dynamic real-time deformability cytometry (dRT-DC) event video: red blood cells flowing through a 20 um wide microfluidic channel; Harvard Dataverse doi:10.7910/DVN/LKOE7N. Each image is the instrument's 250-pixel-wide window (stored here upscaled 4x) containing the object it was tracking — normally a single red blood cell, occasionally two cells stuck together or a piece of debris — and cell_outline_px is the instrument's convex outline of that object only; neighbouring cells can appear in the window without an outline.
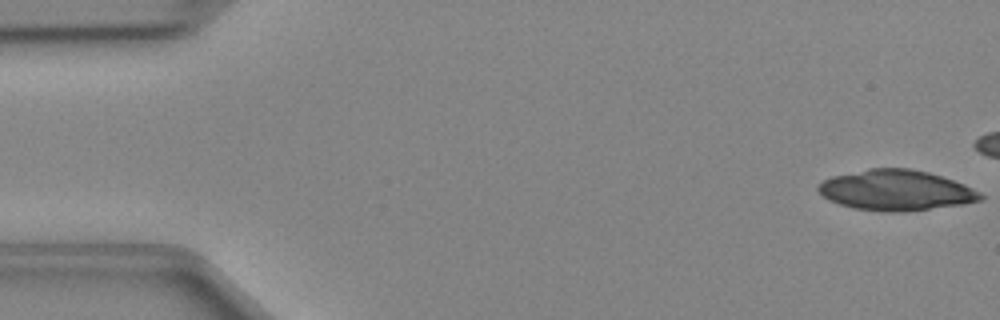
{"species": "Egyptian fruit bat (a non-hibernating species)", "species_latin": "Rousettus aegyptiacus", "temperature_condition": "cold", "stored_images_in_passage": 9, "camera_frame_rate_fps": 3000, "um_per_image_px": 0.085, "animal": {"sex": "female"}, "frame": {"image": 1, "passage_image": 1, "time_ms": 0.0, "image_size_px": [1000, 320], "cell_outline_px": [[984, 200], [964, 204], [904, 212], [884, 212], [852, 208], [828, 200], [816, 188], [824, 180], [832, 176], [868, 168], [912, 168], [928, 172], [964, 184], [980, 192], [984, 196]], "centroid_in_image_um": [76.17, 16.18], "position_along_channel_um": 8.8, "area_um2": 38.38}}